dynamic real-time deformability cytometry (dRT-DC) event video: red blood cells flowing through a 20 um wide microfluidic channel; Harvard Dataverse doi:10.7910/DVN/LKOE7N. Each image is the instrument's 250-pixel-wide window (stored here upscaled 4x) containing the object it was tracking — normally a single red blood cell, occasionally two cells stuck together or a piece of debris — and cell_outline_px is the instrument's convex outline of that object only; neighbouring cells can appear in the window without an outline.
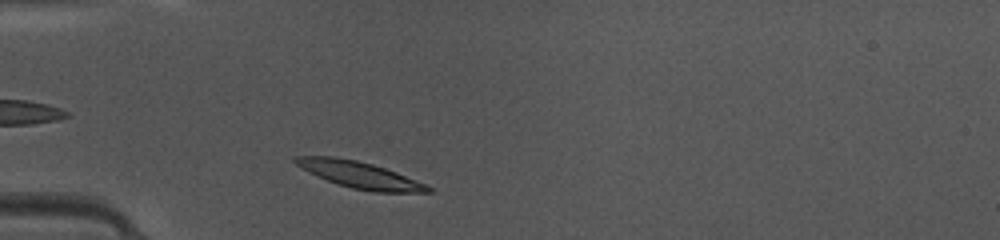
{"species": "common noctule bat (a hibernating species)", "species_latin": "Nyctalus noctula", "temperature_condition": "warm", "stored_images_in_passage": 37, "camera_frame_rate_fps": 3000, "um_per_image_px": 0.085, "animal": {"sex": "female", "body_mass_g": 10.0, "forearm_length_mm": 53.1}, "frame": {"image": 1, "passage_image": 3, "time_ms": 0.667, "image_size_px": [1000, 240], "cell_outline_px": [[436, 188], [432, 192], [372, 192], [352, 188], [328, 180], [308, 172], [296, 164], [292, 160], [296, 156], [336, 156], [356, 160], [372, 164], [396, 172]], "centroid_in_image_um": [30.6, 14.86], "position_along_channel_um": 54.4, "area_um2": 20.4}}
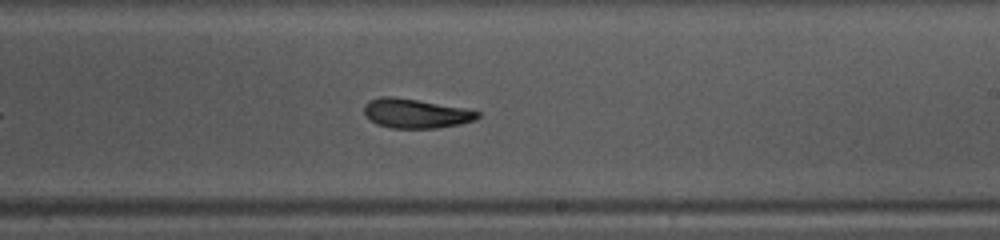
{"frame": {"image": 2, "passage_image": 18, "time_ms": 5.667, "image_size_px": [1000, 240], "cell_outline_px": [[480, 116], [476, 120], [460, 124], [436, 128], [392, 128], [376, 124], [364, 116], [364, 104], [368, 100], [380, 96], [392, 96], [464, 108], [480, 112]], "centroid_in_image_um": [35.29, 9.64], "position_along_channel_um": 253.7, "area_um2": 19.48}}
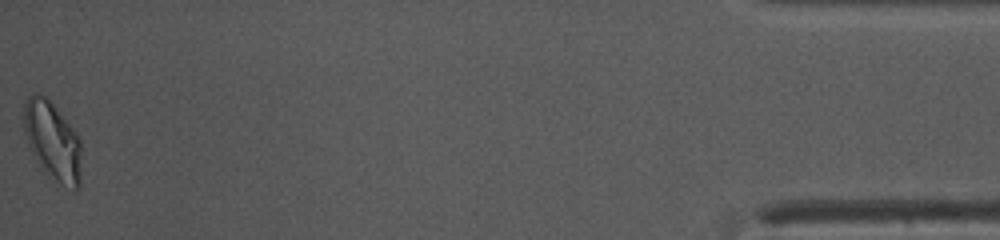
{"frame": {"image": 3, "passage_image": 37, "time_ms": 12.0, "image_size_px": [1000, 240], "cell_outline_px": [[80, 188], [76, 192], [60, 184], [36, 160], [28, 144], [24, 132], [24, 104], [28, 96], [36, 92], [40, 92], [52, 104], [72, 128], [80, 140]], "centroid_in_image_um": [4.46, 11.99], "position_along_channel_um": 430.7, "area_um2": 25.84}, "authors_computed_cell_mechanics": {"area_um2": 20.1722, "velocity_mm_per_s": 4.1702, "shape_relaxation_time_tau1_ms": 4.8736, "shape_relaxation_time_tau2_ms": 2.9006, "deformation_change_tau1": 0.1748, "deformation_change_tau2": 0.1071}}